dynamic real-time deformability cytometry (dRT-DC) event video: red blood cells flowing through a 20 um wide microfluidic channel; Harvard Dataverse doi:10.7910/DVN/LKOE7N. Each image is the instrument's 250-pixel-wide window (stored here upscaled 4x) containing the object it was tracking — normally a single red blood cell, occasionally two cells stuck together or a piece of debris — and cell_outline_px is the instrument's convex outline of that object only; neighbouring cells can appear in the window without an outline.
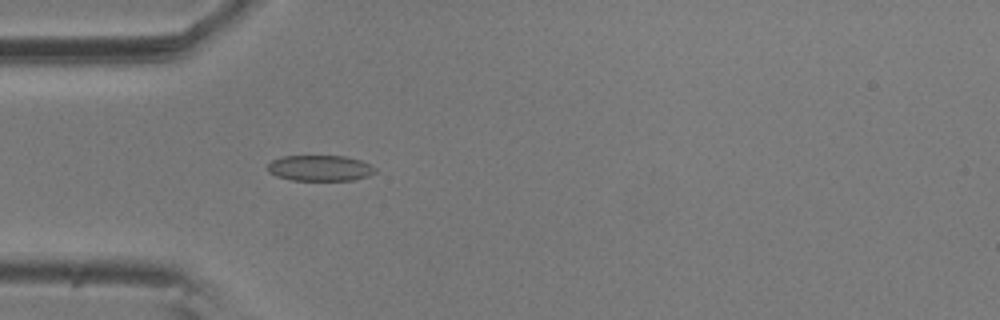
{"species": "common noctule bat (a hibernating species)", "species_latin": "Nyctalus noctula", "temperature_condition": "room temperature", "stored_images_in_passage": 5, "camera_frame_rate_fps": 3000, "um_per_image_px": 0.085, "animal": {"sex": "male", "body_mass_g": 20.5, "forearm_length_mm": 52.5}, "frame": {"image": 1, "passage_image": 5, "time_ms": 1.333, "image_size_px": [1000, 320], "cell_outline_px": [[376, 172], [368, 176], [352, 180], [292, 180], [276, 176], [268, 172], [268, 164], [272, 160], [280, 156], [344, 156], [360, 160], [376, 168]], "centroid_in_image_um": [27.18, 14.29], "position_along_channel_um": 57.8, "area_um2": 16.13}}